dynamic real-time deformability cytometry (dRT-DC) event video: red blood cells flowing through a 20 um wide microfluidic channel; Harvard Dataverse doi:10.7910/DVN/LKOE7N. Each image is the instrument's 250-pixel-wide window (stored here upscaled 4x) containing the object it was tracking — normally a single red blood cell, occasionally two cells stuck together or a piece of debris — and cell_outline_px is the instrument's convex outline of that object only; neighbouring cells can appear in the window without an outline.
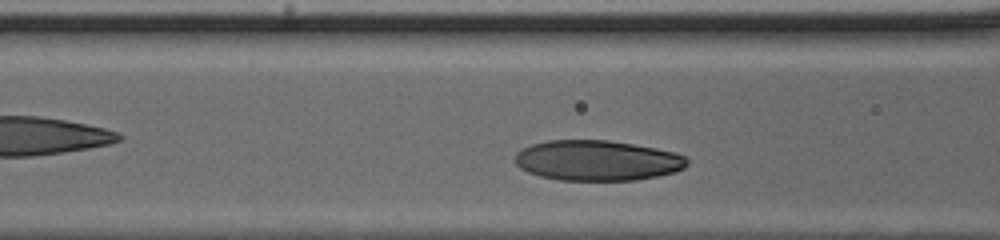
{"species": "human", "species_latin": "Homo sapiens", "temperature_condition": "cold", "stored_images_in_passage": 26, "camera_frame_rate_fps": 3000, "um_per_image_px": 0.085, "donor": {"sex": "male"}, "frame": {"image": 1, "passage_image": 5, "time_ms": 1.333, "image_size_px": [1000, 240], "cell_outline_px": [[688, 164], [684, 168], [676, 172], [656, 176], [632, 180], [560, 180], [540, 176], [528, 172], [520, 168], [512, 160], [516, 152], [532, 144], [548, 140], [608, 140], [656, 148], [676, 152], [684, 156], [688, 160]], "centroid_in_image_um": [50.75, 13.64], "position_along_channel_um": 115.9, "area_um2": 40.58}}
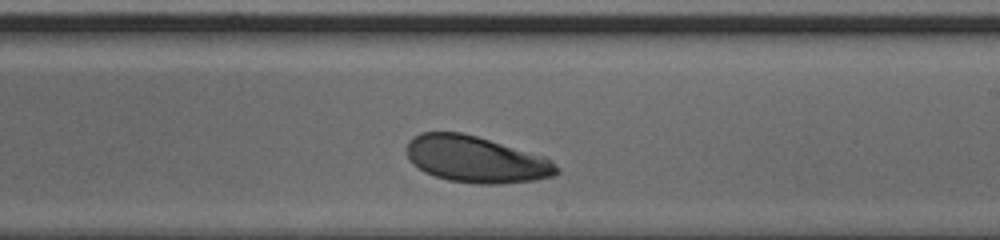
{"frame": {"image": 2, "passage_image": 14, "time_ms": 4.333, "image_size_px": [1000, 240], "cell_outline_px": [[560, 172], [552, 176], [536, 180], [500, 184], [476, 184], [448, 180], [424, 172], [412, 164], [408, 160], [408, 140], [412, 136], [420, 132], [460, 132], [476, 136], [544, 156], [552, 160], [560, 168]], "centroid_in_image_um": [40.46, 13.55], "position_along_channel_um": 248.5, "area_um2": 40.75}}
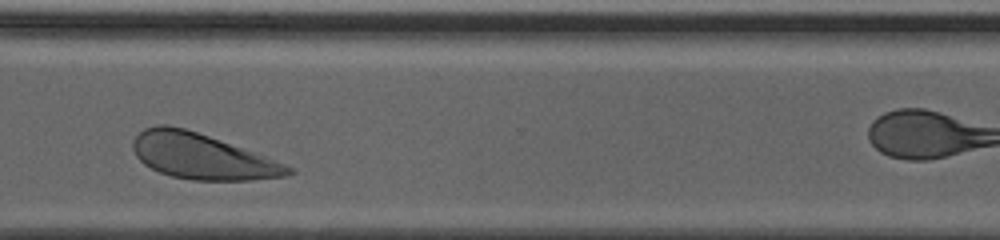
{"frame": {"image": 3, "passage_image": 21, "time_ms": 6.667, "image_size_px": [1000, 240], "cell_outline_px": [[296, 172], [292, 176], [248, 180], [192, 180], [172, 176], [160, 172], [144, 164], [136, 156], [132, 148], [132, 140], [144, 128], [160, 124], [164, 124], [184, 128], [208, 136], [264, 156], [284, 164], [292, 168]], "centroid_in_image_um": [17.15, 13.3], "position_along_channel_um": 353.5, "area_um2": 40.75}}